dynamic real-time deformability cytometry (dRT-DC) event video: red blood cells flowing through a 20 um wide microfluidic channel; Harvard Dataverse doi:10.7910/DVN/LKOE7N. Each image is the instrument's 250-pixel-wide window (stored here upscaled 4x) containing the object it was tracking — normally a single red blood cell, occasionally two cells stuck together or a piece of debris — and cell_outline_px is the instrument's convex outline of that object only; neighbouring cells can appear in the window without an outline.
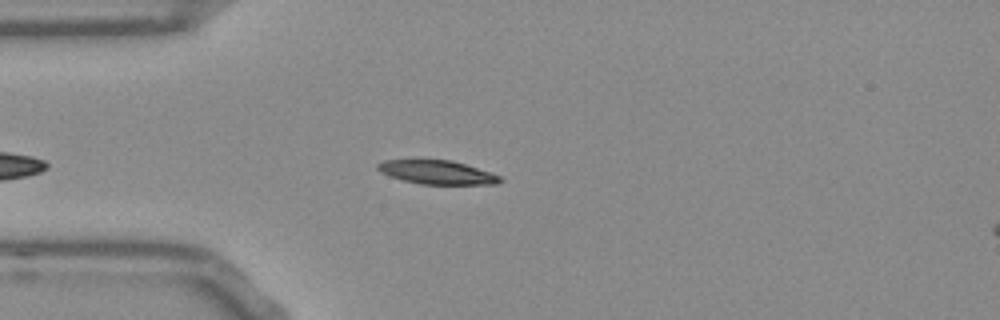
{"species": "Egyptian fruit bat (a non-hibernating species)", "species_latin": "Rousettus aegyptiacus", "temperature_condition": "room temperature", "stored_images_in_passage": 42, "camera_frame_rate_fps": 3000, "um_per_image_px": 0.085, "frame": {"image": 1, "passage_image": 5, "time_ms": 1.333, "image_size_px": [1000, 320], "cell_outline_px": [[504, 180], [496, 184], [420, 184], [388, 176], [380, 172], [376, 168], [376, 164], [384, 160], [416, 156], [452, 160], [500, 176]], "centroid_in_image_um": [37.01, 14.58], "position_along_channel_um": 48.0, "area_um2": 17.74}}
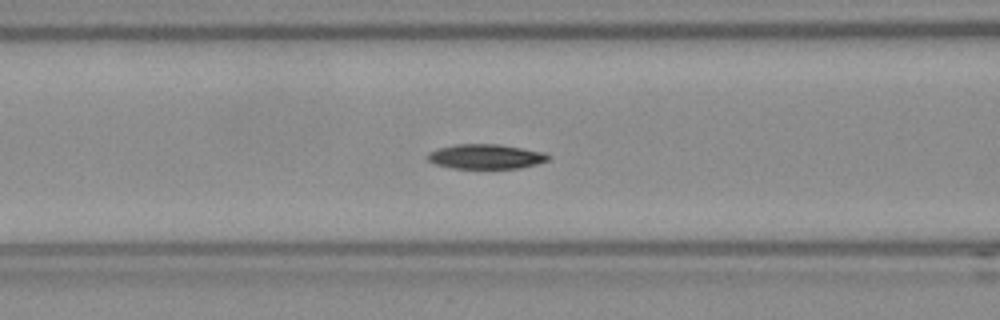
{"frame": {"image": 2, "passage_image": 12, "time_ms": 3.667, "image_size_px": [1000, 320], "cell_outline_px": [[552, 156], [548, 160], [536, 164], [520, 168], [452, 168], [436, 164], [428, 160], [428, 152], [440, 148], [456, 144], [496, 144], [544, 152]], "centroid_in_image_um": [41.31, 13.31], "position_along_channel_um": 125.3, "area_um2": 17.17}}
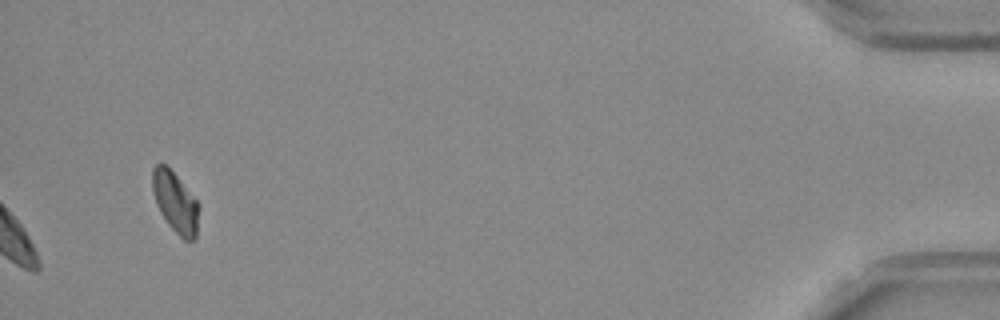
{"frame": {"image": 3, "passage_image": 42, "time_ms": 13.667, "image_size_px": [1000, 320], "cell_outline_px": [[200, 208], [196, 236], [192, 240], [184, 240], [168, 224], [160, 212], [156, 204], [152, 188], [152, 168], [156, 164], [164, 164], [176, 176], [200, 204]], "centroid_in_image_um": [14.91, 17.2], "position_along_channel_um": 420.3, "area_um2": 16.3}, "authors_computed_cell_mechanics": {"area_um2": 18.2937, "velocity_mm_per_s": 3.7878, "shape_relaxation_time_tau1_ms": 5.2269, "shape_relaxation_time_tau2_ms": null, "deformation_change_tau1": 0.1307, "deformation_change_tau2": null}}